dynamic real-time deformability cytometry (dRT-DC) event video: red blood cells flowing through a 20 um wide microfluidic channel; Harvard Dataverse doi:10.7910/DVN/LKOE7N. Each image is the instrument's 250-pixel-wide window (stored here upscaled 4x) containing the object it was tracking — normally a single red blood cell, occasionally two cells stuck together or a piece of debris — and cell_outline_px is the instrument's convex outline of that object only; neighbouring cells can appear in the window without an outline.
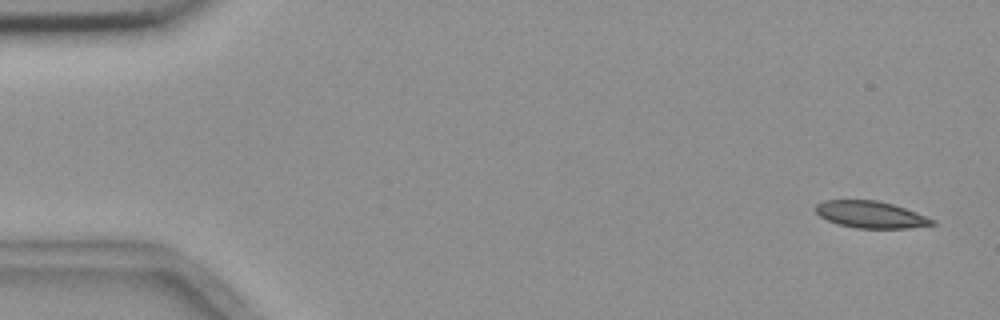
{"species": "common noctule bat (a hibernating species)", "species_latin": "Nyctalus noctula", "temperature_condition": "room temperature", "stored_images_in_passage": 5, "camera_frame_rate_fps": 3000, "um_per_image_px": 0.085, "animal": {"sex": "female", "body_mass_g": 18.4}, "frame": {"image": 1, "passage_image": 1, "time_ms": 0.0, "image_size_px": [1000, 320], "cell_outline_px": [[936, 224], [908, 228], [856, 228], [840, 224], [828, 220], [820, 216], [816, 212], [816, 204], [824, 200], [876, 200], [892, 204], [916, 212], [936, 220]], "centroid_in_image_um": [74.03, 18.24], "position_along_channel_um": 11.0, "area_um2": 18.09}}
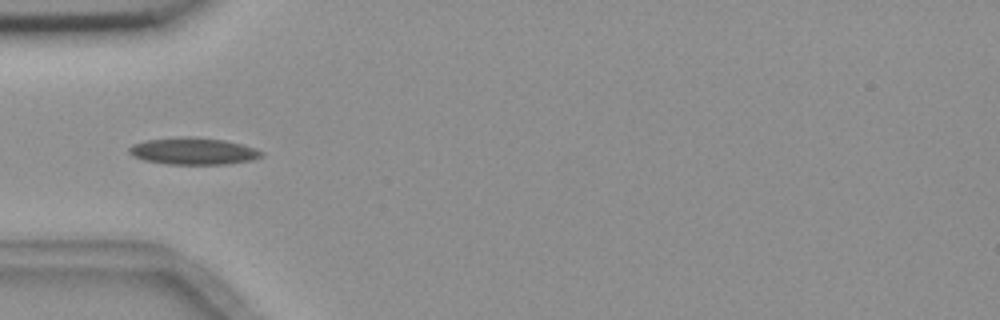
{"frame": {"image": 2, "passage_image": 5, "time_ms": 5.0, "image_size_px": [1000, 320], "cell_outline_px": [[264, 156], [252, 160], [228, 164], [168, 164], [144, 160], [132, 156], [128, 152], [128, 148], [132, 144], [144, 140], [184, 136], [192, 136], [224, 140], [256, 148], [264, 152]], "centroid_in_image_um": [16.42, 12.84], "position_along_channel_um": 68.6, "area_um2": 20.98}}